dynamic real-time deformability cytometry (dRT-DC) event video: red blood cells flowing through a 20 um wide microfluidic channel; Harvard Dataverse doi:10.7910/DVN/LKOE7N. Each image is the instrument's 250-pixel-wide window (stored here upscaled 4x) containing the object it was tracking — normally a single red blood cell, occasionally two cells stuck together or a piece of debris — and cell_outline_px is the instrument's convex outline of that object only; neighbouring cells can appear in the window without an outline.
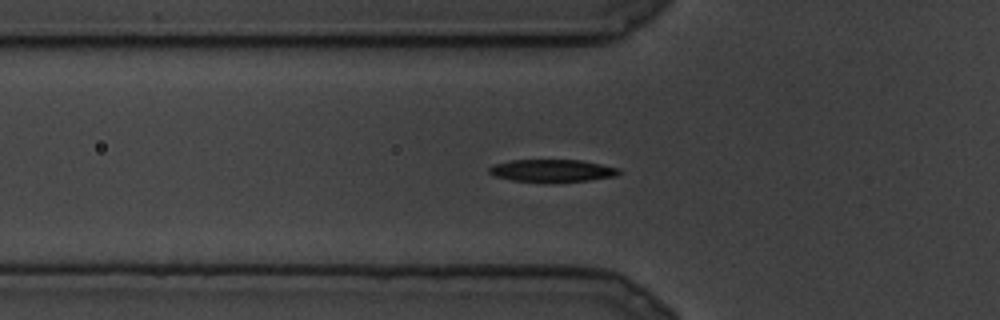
{"species": "common noctule bat (a hibernating species)", "species_latin": "Nyctalus noctula", "temperature_condition": "cold", "stored_images_in_passage": 15, "camera_frame_rate_fps": 3000, "um_per_image_px": 0.085, "animal": {"sex": "male", "body_mass_g": 19.5, "forearm_length_mm": 54.6}, "frame": {"image": 1, "passage_image": 9, "time_ms": 2.667, "image_size_px": [1000, 320], "cell_outline_px": [[620, 172], [616, 176], [588, 180], [512, 180], [496, 176], [488, 172], [488, 168], [492, 164], [508, 160], [584, 160], [620, 168]], "centroid_in_image_um": [46.93, 14.46], "position_along_channel_um": 78.9, "area_um2": 16.47}}
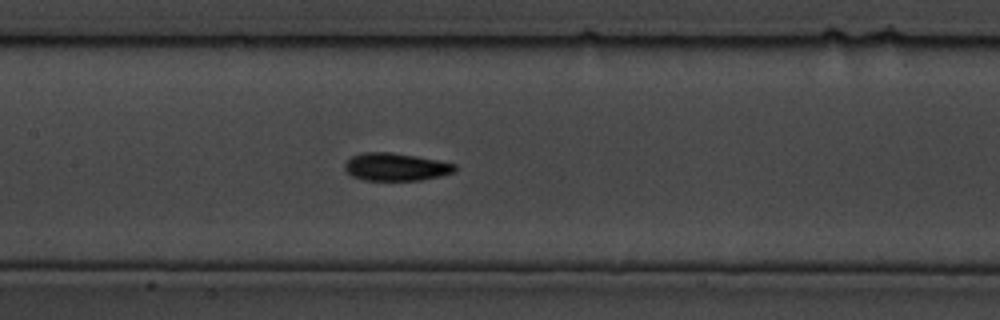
{"frame": {"image": 2, "passage_image": 13, "time_ms": 4.0, "image_size_px": [1000, 320], "cell_outline_px": [[456, 172], [440, 176], [420, 180], [364, 180], [352, 176], [344, 168], [344, 164], [352, 156], [364, 152], [392, 152], [416, 156], [456, 164]], "centroid_in_image_um": [33.65, 14.18], "position_along_channel_um": 173.8, "area_um2": 17.74}}
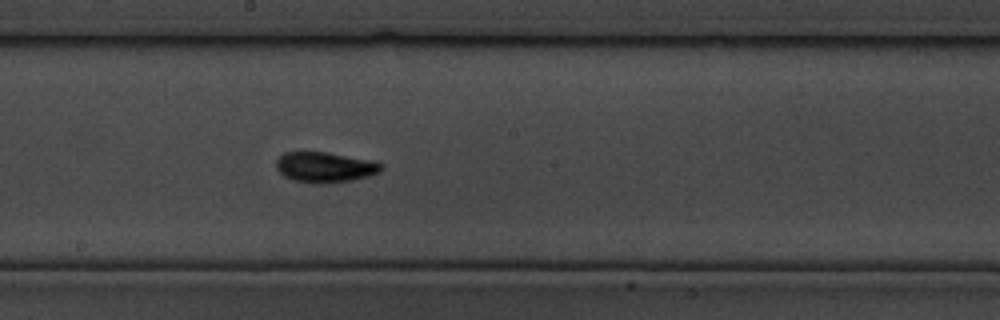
{"frame": {"image": 3, "passage_image": 15, "time_ms": 4.667, "image_size_px": [1000, 320], "cell_outline_px": [[384, 168], [380, 172], [368, 176], [352, 180], [324, 184], [312, 184], [292, 180], [284, 176], [276, 168], [276, 160], [284, 152], [328, 152], [368, 160], [384, 164]], "centroid_in_image_um": [27.61, 14.22], "position_along_channel_um": 220.6, "area_um2": 18.73}}